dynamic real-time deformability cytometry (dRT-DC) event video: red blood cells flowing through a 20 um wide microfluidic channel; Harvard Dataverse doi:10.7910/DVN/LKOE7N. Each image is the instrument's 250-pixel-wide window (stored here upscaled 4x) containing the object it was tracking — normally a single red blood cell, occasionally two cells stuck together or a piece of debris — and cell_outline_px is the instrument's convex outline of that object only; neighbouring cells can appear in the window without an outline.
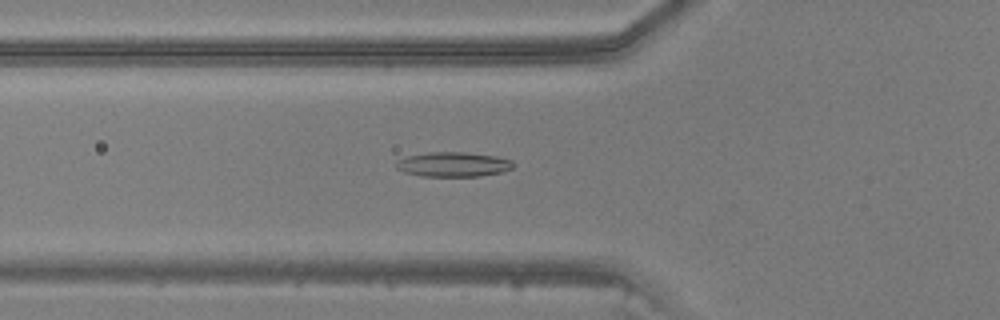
{"species": "common noctule bat (a hibernating species)", "species_latin": "Nyctalus noctula", "temperature_condition": "warm", "stored_images_in_passage": 39, "camera_frame_rate_fps": 3000, "um_per_image_px": 0.085, "animal": {"sex": "male", "body_mass_g": 20.5, "forearm_length_mm": 52.5}, "frame": {"image": 1, "passage_image": 9, "time_ms": 2.667, "image_size_px": [1000, 320], "cell_outline_px": [[516, 164], [512, 168], [504, 172], [480, 176], [420, 176], [404, 172], [396, 168], [396, 164], [400, 160], [408, 156], [428, 152], [464, 152], [496, 156], [512, 160]], "centroid_in_image_um": [38.58, 13.97], "position_along_channel_um": 87.2, "area_um2": 16.88}}
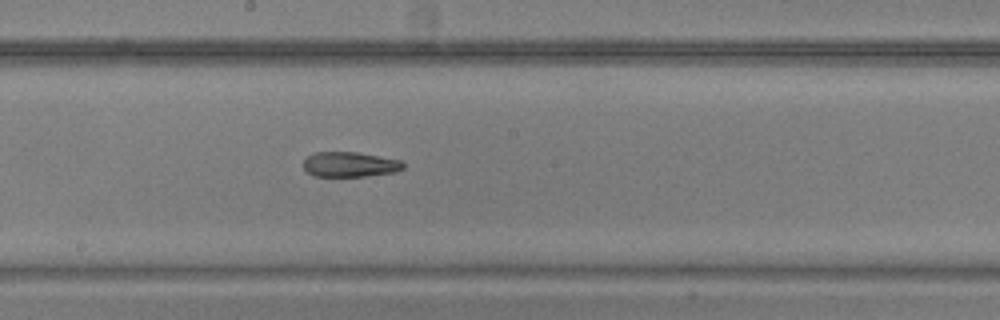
{"frame": {"image": 2, "passage_image": 18, "time_ms": 5.667, "image_size_px": [1000, 320], "cell_outline_px": [[404, 168], [396, 172], [364, 176], [316, 176], [308, 172], [304, 168], [304, 160], [308, 156], [316, 152], [356, 152], [400, 160], [404, 164]], "centroid_in_image_um": [29.75, 13.97], "position_along_channel_um": 218.5, "area_um2": 14.39}}
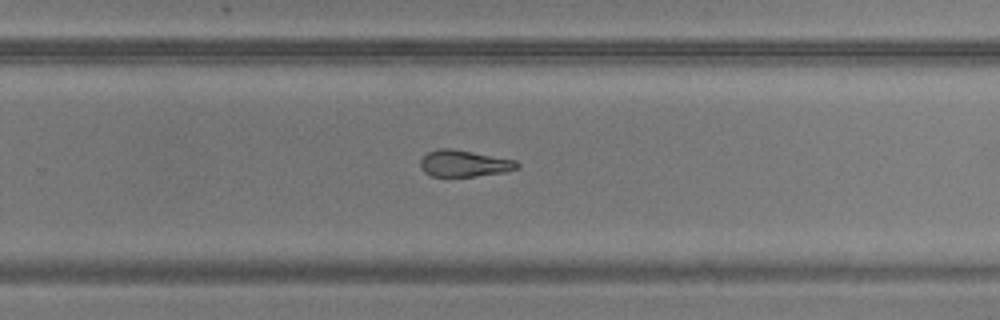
{"frame": {"image": 3, "passage_image": 23, "time_ms": 7.333, "image_size_px": [1000, 320], "cell_outline_px": [[520, 168], [504, 172], [476, 176], [432, 176], [424, 172], [420, 168], [420, 160], [428, 152], [440, 148], [452, 148], [516, 160], [520, 164]], "centroid_in_image_um": [39.46, 13.89], "position_along_channel_um": 290.3, "area_um2": 15.03}}